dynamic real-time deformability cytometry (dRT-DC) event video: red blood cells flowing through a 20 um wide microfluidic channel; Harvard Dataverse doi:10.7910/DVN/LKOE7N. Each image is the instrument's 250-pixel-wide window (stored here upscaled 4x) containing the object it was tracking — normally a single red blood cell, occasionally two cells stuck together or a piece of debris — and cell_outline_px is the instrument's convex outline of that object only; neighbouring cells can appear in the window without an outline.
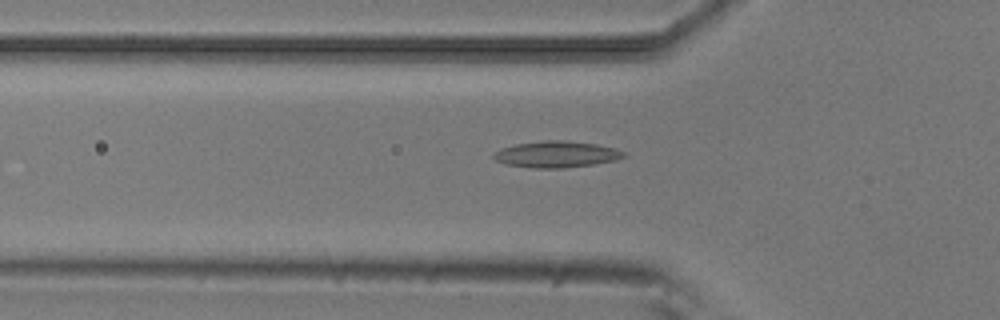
{"species": "common noctule bat (a hibernating species)", "species_latin": "Nyctalus noctula", "temperature_condition": "room temperature", "stored_images_in_passage": 50, "camera_frame_rate_fps": 3000, "um_per_image_px": 0.085, "animal": {"sex": "male", "body_mass_g": 20.5, "forearm_length_mm": 52.5}, "frame": {"image": 1, "passage_image": 17, "time_ms": 5.333, "image_size_px": [1000, 320], "cell_outline_px": [[624, 156], [616, 160], [592, 164], [564, 168], [536, 168], [508, 164], [496, 160], [492, 156], [500, 148], [516, 144], [544, 140], [568, 140], [596, 144], [616, 148], [624, 152]], "centroid_in_image_um": [47.31, 13.1], "position_along_channel_um": 78.5, "area_um2": 19.83}}
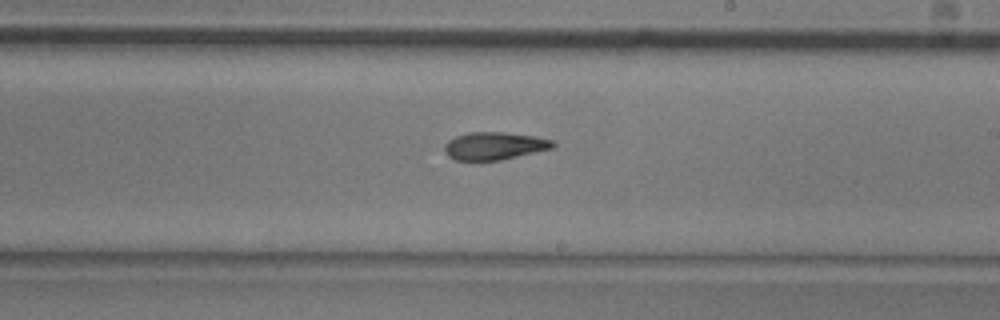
{"frame": {"image": 2, "passage_image": 30, "time_ms": 9.667, "image_size_px": [1000, 320], "cell_outline_px": [[556, 144], [552, 148], [500, 160], [456, 160], [448, 156], [444, 152], [444, 144], [448, 140], [456, 136], [468, 132], [504, 132], [536, 136], [552, 140]], "centroid_in_image_um": [41.99, 12.39], "position_along_channel_um": 247.0, "area_um2": 17.46}}
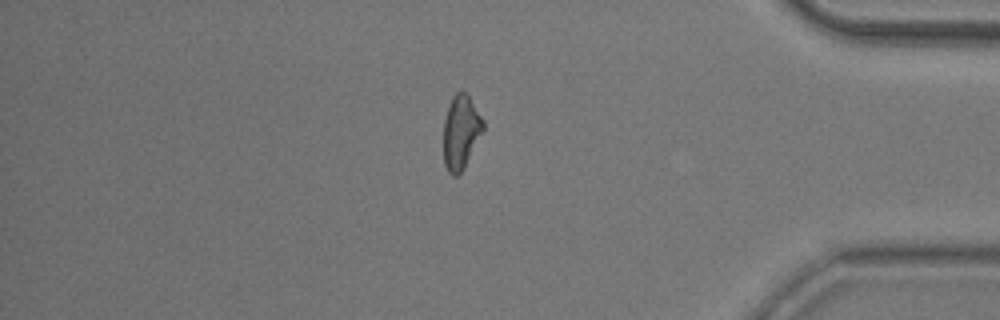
{"frame": {"image": 3, "passage_image": 44, "time_ms": 14.333, "image_size_px": [1000, 320], "cell_outline_px": [[484, 132], [464, 168], [456, 176], [452, 176], [448, 172], [444, 164], [444, 120], [452, 96], [456, 92], [464, 92], [468, 96], [484, 120]], "centroid_in_image_um": [39.19, 11.26], "position_along_channel_um": 396.0, "area_um2": 17.11}}